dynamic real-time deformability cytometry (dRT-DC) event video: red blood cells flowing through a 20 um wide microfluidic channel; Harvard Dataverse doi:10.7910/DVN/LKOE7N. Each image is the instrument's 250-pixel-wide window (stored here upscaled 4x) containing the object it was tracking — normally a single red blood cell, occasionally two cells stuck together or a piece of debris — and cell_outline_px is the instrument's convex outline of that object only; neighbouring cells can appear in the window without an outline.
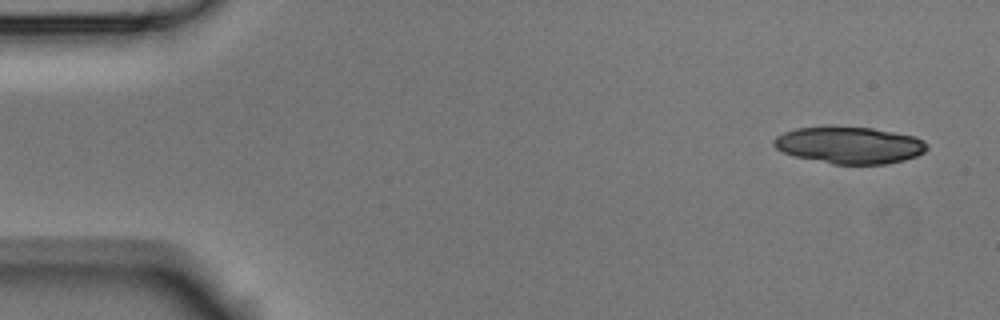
{"species": "Egyptian fruit bat (a non-hibernating species)", "species_latin": "Rousettus aegyptiacus", "temperature_condition": "room temperature", "stored_images_in_passage": 6, "camera_frame_rate_fps": 3000, "um_per_image_px": 0.085, "animal": {"sex": "male"}, "frame": {"image": 1, "passage_image": 1, "time_ms": 0.0, "image_size_px": [1000, 320], "cell_outline_px": [[928, 148], [924, 152], [916, 156], [904, 160], [884, 164], [832, 164], [796, 156], [784, 152], [776, 148], [772, 144], [772, 140], [776, 136], [784, 132], [796, 128], [828, 124], [832, 124], [872, 128], [916, 136], [924, 140], [928, 144]], "centroid_in_image_um": [72.19, 12.3], "position_along_channel_um": 12.8, "area_um2": 33.64}}
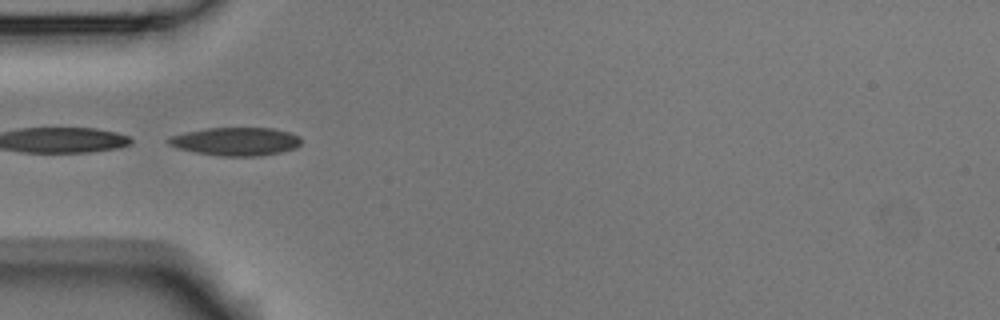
{"frame": {"image": 2, "passage_image": 5, "time_ms": 1.333, "image_size_px": [1000, 320], "cell_outline_px": [[300, 144], [296, 148], [280, 152], [260, 156], [220, 156], [196, 152], [176, 148], [168, 144], [164, 140], [168, 136], [184, 132], [208, 128], [272, 128], [288, 132], [300, 136]], "centroid_in_image_um": [19.99, 12.02], "position_along_channel_um": 65.0, "area_um2": 21.96}}